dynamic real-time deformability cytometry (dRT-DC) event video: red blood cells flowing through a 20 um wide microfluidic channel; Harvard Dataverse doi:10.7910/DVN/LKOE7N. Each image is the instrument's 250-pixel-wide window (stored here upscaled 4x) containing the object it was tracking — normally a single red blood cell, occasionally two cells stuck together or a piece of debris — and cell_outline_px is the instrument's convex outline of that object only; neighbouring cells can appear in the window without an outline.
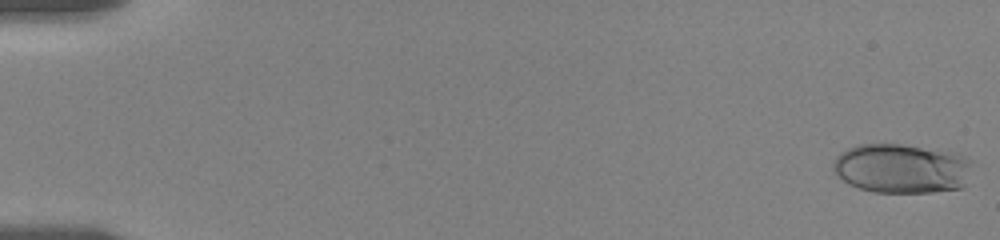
{"species": "human", "species_latin": "Homo sapiens", "temperature_condition": "room temperature", "stored_images_in_passage": 24, "camera_frame_rate_fps": 3000, "um_per_image_px": 0.085, "donor": {"sex": "female"}, "frame": {"image": 1, "passage_image": 1, "time_ms": 0.0, "image_size_px": [1000, 240], "cell_outline_px": [[972, 160], [964, 188], [932, 192], [876, 192], [860, 188], [848, 184], [832, 168], [832, 164], [836, 156], [840, 152], [856, 144], [900, 144], [956, 152]], "centroid_in_image_um": [76.65, 14.31], "position_along_channel_um": 8.4, "area_um2": 40.23}}
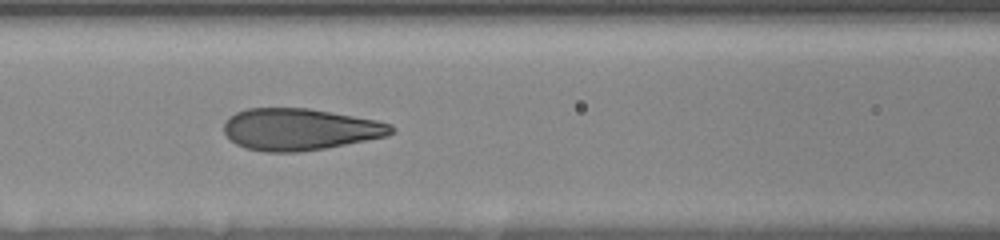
{"frame": {"image": 2, "passage_image": 16, "time_ms": 8.333, "image_size_px": [1000, 240], "cell_outline_px": [[396, 132], [388, 136], [324, 148], [300, 152], [264, 152], [244, 148], [236, 144], [224, 132], [224, 124], [228, 116], [236, 112], [248, 108], [308, 108], [376, 120], [392, 124], [396, 128]], "centroid_in_image_um": [25.49, 10.99], "position_along_channel_um": 141.1, "area_um2": 40.86}}
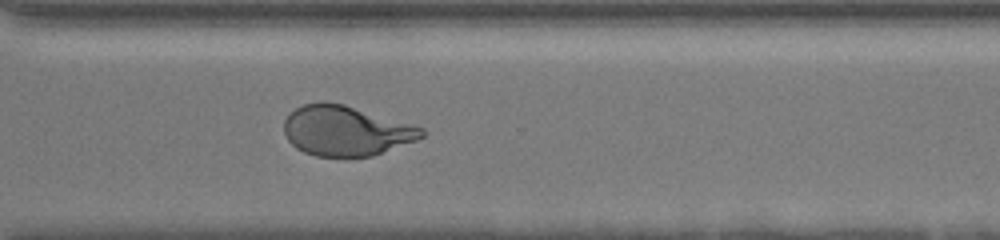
{"frame": {"image": 3, "passage_image": 24, "time_ms": 14.0, "image_size_px": [1000, 240], "cell_outline_px": [[428, 132], [424, 136], [416, 140], [372, 156], [316, 156], [304, 152], [296, 148], [288, 140], [284, 132], [284, 120], [296, 108], [304, 104], [320, 100], [324, 100], [344, 104], [424, 128]], "centroid_in_image_um": [29.39, 11.1], "position_along_channel_um": 341.2, "area_um2": 40.06}}